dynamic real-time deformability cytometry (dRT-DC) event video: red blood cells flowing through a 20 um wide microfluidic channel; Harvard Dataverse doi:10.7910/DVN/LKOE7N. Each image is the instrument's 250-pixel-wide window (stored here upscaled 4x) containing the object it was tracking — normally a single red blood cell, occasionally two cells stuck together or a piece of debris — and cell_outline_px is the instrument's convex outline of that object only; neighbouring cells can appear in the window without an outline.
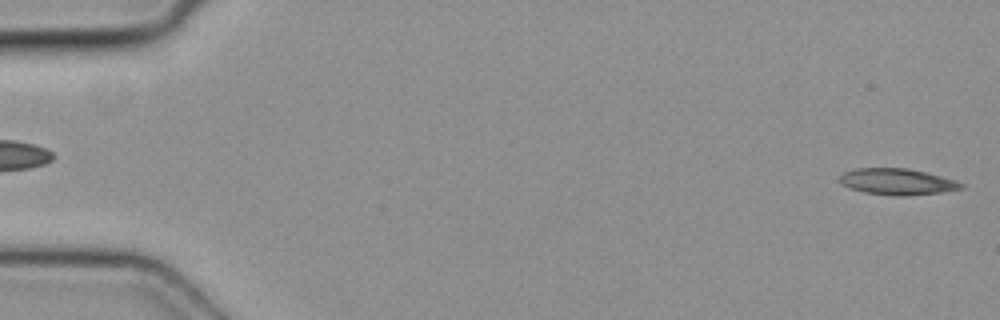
{"species": "common noctule bat (a hibernating species)", "species_latin": "Nyctalus noctula", "temperature_condition": "cold", "stored_images_in_passage": 6, "camera_frame_rate_fps": 3000, "um_per_image_px": 0.085, "animal": {"sex": "female", "body_mass_g": 19.3, "forearm_length_mm": 54.1}, "frame": {"image": 1, "passage_image": 1, "time_ms": 0.0, "image_size_px": [1000, 320], "cell_outline_px": [[964, 188], [940, 192], [904, 196], [896, 196], [864, 192], [840, 184], [840, 176], [844, 172], [856, 168], [908, 168], [956, 180], [964, 184]], "centroid_in_image_um": [76.26, 15.44], "position_along_channel_um": 8.7, "area_um2": 18.44}}